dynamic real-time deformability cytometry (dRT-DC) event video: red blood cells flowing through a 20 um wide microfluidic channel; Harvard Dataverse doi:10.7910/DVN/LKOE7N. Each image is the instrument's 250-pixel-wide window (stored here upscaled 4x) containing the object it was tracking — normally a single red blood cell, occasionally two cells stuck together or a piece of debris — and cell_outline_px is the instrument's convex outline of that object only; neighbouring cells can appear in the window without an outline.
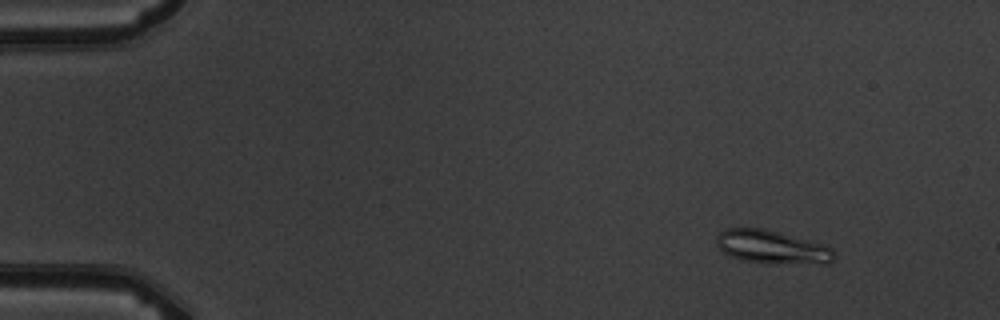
{"species": "common noctule bat (a hibernating species)", "species_latin": "Nyctalus noctula", "temperature_condition": "warm", "stored_images_in_passage": 5, "camera_frame_rate_fps": 3000, "um_per_image_px": 0.085, "animal": {"sex": "male", "body_mass_g": 19.5, "forearm_length_mm": 54.6}, "frame": {"image": 1, "passage_image": 2, "time_ms": 1.0, "image_size_px": [1000, 320], "cell_outline_px": [[836, 256], [828, 264], [764, 264], [740, 260], [724, 252], [716, 244], [716, 236], [724, 228], [764, 228], [824, 244], [832, 248]], "centroid_in_image_um": [65.64, 21.02], "position_along_channel_um": 19.4, "area_um2": 23.35}}